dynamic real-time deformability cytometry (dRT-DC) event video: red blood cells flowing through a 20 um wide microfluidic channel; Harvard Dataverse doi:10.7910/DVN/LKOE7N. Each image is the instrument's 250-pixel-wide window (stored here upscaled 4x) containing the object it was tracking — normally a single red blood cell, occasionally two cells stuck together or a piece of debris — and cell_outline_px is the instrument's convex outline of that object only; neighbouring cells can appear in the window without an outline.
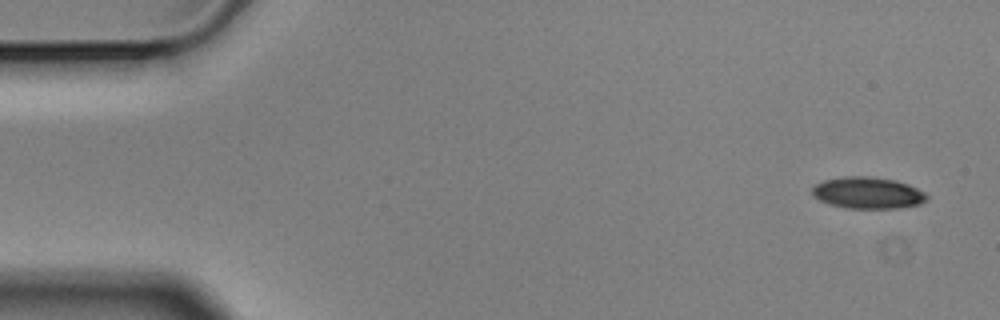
{"species": "Egyptian fruit bat (a non-hibernating species)", "species_latin": "Rousettus aegyptiacus", "temperature_condition": "cold", "stored_images_in_passage": 5, "camera_frame_rate_fps": 3000, "um_per_image_px": 0.085, "animal": {"sex": "male"}, "frame": {"image": 1, "passage_image": 1, "time_ms": 0.0, "image_size_px": [1000, 320], "cell_outline_px": [[928, 196], [920, 204], [900, 208], [844, 208], [828, 204], [812, 196], [812, 188], [816, 184], [824, 180], [844, 176], [868, 176], [896, 180], [908, 184], [924, 192]], "centroid_in_image_um": [73.73, 16.39], "position_along_channel_um": 11.3, "area_um2": 21.15}}
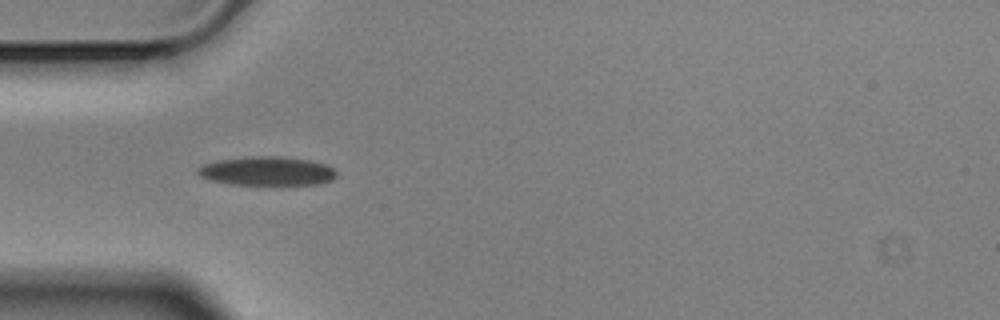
{"frame": {"image": 2, "passage_image": 4, "time_ms": 1.0, "image_size_px": [1000, 320], "cell_outline_px": [[336, 176], [332, 180], [316, 184], [232, 184], [212, 180], [200, 176], [196, 172], [196, 168], [204, 164], [216, 160], [248, 156], [280, 156], [308, 160], [324, 164], [332, 168], [336, 172]], "centroid_in_image_um": [22.66, 14.53], "position_along_channel_um": 62.3, "area_um2": 23.18}}
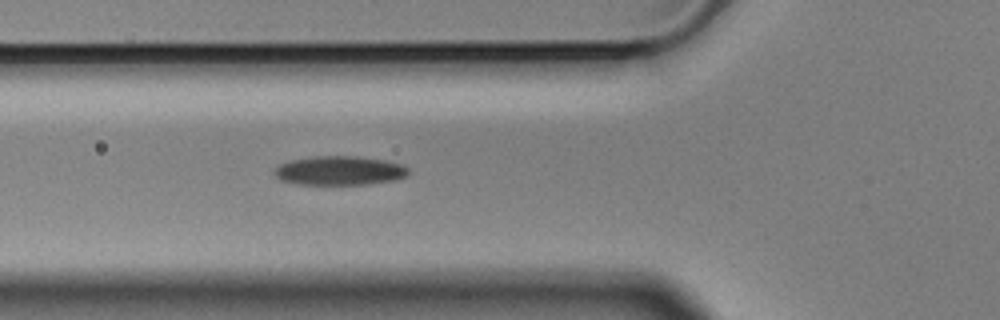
{"frame": {"image": 3, "passage_image": 5, "time_ms": 1.333, "image_size_px": [1000, 320], "cell_outline_px": [[408, 172], [404, 176], [392, 180], [368, 184], [300, 184], [280, 180], [272, 172], [280, 164], [292, 160], [316, 156], [356, 156], [384, 160], [404, 164], [408, 168]], "centroid_in_image_um": [28.85, 14.49], "position_along_channel_um": 97.0, "area_um2": 22.48}}